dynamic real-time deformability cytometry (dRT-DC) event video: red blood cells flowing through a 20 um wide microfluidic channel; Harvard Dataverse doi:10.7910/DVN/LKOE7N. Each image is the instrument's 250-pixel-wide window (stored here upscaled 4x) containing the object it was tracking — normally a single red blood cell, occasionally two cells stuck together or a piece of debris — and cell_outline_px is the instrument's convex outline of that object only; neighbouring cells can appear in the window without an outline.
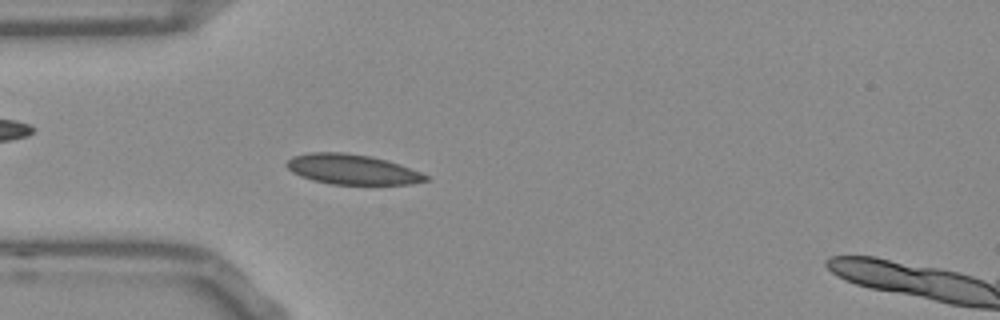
{"species": "Egyptian fruit bat (a non-hibernating species)", "species_latin": "Rousettus aegyptiacus", "temperature_condition": "room temperature", "stored_images_in_passage": 53, "camera_frame_rate_fps": 3000, "um_per_image_px": 0.085, "frame": {"image": 1, "passage_image": 14, "time_ms": 4.333, "image_size_px": [1000, 320], "cell_outline_px": [[428, 180], [412, 184], [332, 184], [312, 180], [300, 176], [292, 172], [284, 164], [292, 156], [312, 152], [344, 152], [372, 156], [388, 160], [400, 164], [420, 172], [428, 176]], "centroid_in_image_um": [29.92, 14.39], "position_along_channel_um": 55.1, "area_um2": 24.45}}
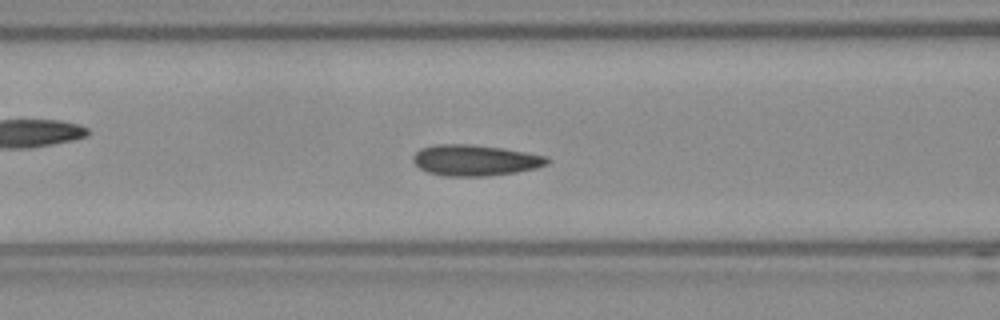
{"frame": {"image": 2, "passage_image": 20, "time_ms": 6.333, "image_size_px": [1000, 320], "cell_outline_px": [[548, 164], [536, 168], [516, 172], [488, 176], [444, 176], [428, 172], [420, 168], [412, 160], [412, 156], [420, 148], [436, 144], [472, 144], [504, 148], [548, 156]], "centroid_in_image_um": [40.38, 13.61], "position_along_channel_um": 126.2, "area_um2": 24.33}}
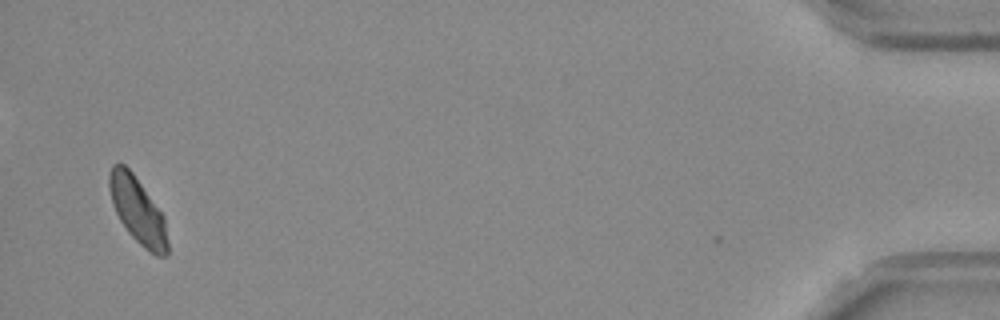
{"frame": {"image": 3, "passage_image": 51, "time_ms": 16.667, "image_size_px": [1000, 320], "cell_outline_px": [[168, 256], [156, 256], [148, 252], [128, 232], [120, 220], [112, 204], [108, 188], [108, 176], [112, 164], [124, 164], [132, 172], [164, 216], [168, 244]], "centroid_in_image_um": [11.69, 17.91], "position_along_channel_um": 423.5, "area_um2": 22.48}, "authors_computed_cell_mechanics": {"area_um2": 23.0044, "velocity_mm_per_s": 3.7418, "shape_relaxation_time_tau1_ms": 6.5587, "shape_relaxation_time_tau2_ms": 5.0889, "deformation_change_tau1": 0.1185, "deformation_change_tau2": 0.0723}}